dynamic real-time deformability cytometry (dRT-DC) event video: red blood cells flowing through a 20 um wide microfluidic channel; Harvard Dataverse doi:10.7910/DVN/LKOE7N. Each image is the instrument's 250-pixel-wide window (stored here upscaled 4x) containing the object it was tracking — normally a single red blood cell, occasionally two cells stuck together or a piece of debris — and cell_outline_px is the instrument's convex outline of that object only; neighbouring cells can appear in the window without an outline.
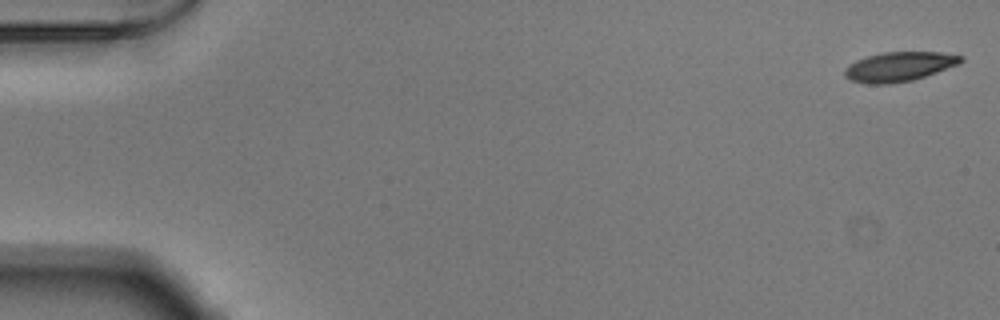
{"species": "Egyptian fruit bat (a non-hibernating species)", "species_latin": "Rousettus aegyptiacus", "temperature_condition": "warm", "stored_images_in_passage": 53, "camera_frame_rate_fps": 3000, "um_per_image_px": 0.085, "animal": {"sex": "male"}, "frame": {"image": 1, "passage_image": 1, "time_ms": 0.0, "image_size_px": [1000, 320], "cell_outline_px": [[964, 60], [960, 64], [912, 80], [892, 84], [868, 84], [852, 80], [844, 76], [844, 68], [856, 60], [868, 56], [884, 52], [940, 52], [964, 56]], "centroid_in_image_um": [76.44, 5.66], "position_along_channel_um": 8.6, "area_um2": 19.94}}
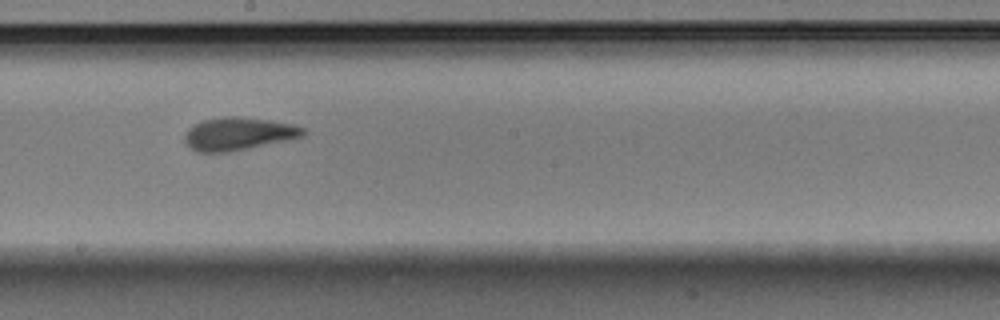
{"frame": {"image": 2, "passage_image": 30, "time_ms": 9.667, "image_size_px": [1000, 320], "cell_outline_px": [[308, 132], [304, 136], [248, 148], [228, 152], [196, 152], [184, 140], [184, 136], [188, 128], [192, 124], [204, 120], [224, 116], [236, 116], [268, 120], [292, 124], [304, 128]], "centroid_in_image_um": [20.25, 11.36], "position_along_channel_um": 228.0, "area_um2": 22.54}}
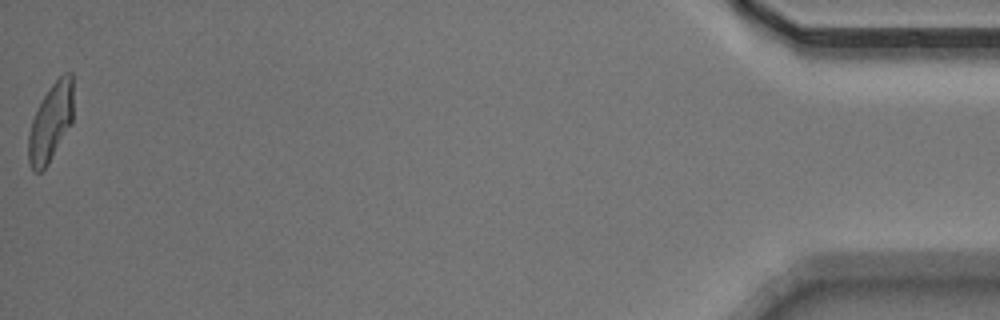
{"frame": {"image": 3, "passage_image": 53, "time_ms": 17.333, "image_size_px": [1000, 320], "cell_outline_px": [[72, 124], [48, 164], [40, 172], [36, 172], [32, 168], [28, 160], [28, 136], [32, 120], [44, 96], [52, 84], [64, 72], [72, 72]], "centroid_in_image_um": [4.32, 10.42], "position_along_channel_um": 430.9, "area_um2": 20.11}, "authors_computed_cell_mechanics": {"area_um2": 21.2704, "velocity_mm_per_s": 3.8544, "shape_relaxation_time_tau1_ms": 4.4655, "shape_relaxation_time_tau2_ms": 1.5864, "deformation_change_tau1": 0.161, "deformation_change_tau2": 0.0885}}